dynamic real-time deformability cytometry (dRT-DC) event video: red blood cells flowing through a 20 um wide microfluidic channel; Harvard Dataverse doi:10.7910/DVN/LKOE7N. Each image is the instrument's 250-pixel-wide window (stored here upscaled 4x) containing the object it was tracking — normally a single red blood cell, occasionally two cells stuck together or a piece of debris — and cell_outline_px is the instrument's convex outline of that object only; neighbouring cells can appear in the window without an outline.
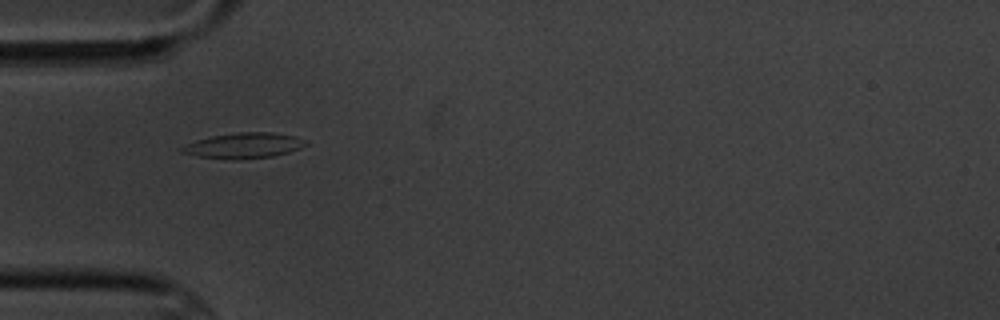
{"species": "common noctule bat (a hibernating species)", "species_latin": "Nyctalus noctula", "temperature_condition": "cold", "stored_images_in_passage": 5, "camera_frame_rate_fps": 3000, "um_per_image_px": 0.085, "animal": {"sex": "male", "body_mass_g": 20.1, "forearm_length_mm": 53.5}, "frame": {"image": 1, "passage_image": 4, "time_ms": 3.333, "image_size_px": [1000, 320], "cell_outline_px": [[308, 144], [300, 148], [288, 152], [272, 156], [240, 160], [236, 160], [200, 156], [180, 152], [180, 148], [196, 140], [212, 136], [236, 132], [272, 132], [296, 136], [308, 140]], "centroid_in_image_um": [20.78, 12.36], "position_along_channel_um": 64.2, "area_um2": 18.38}}
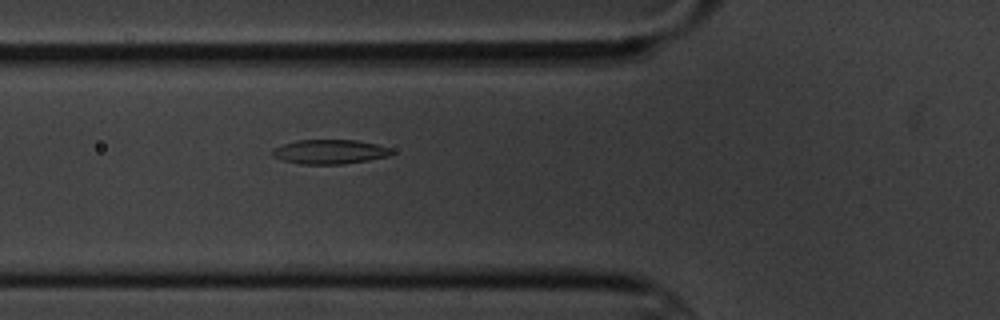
{"frame": {"image": 2, "passage_image": 5, "time_ms": 4.333, "image_size_px": [1000, 320], "cell_outline_px": [[396, 152], [392, 156], [344, 164], [300, 164], [284, 160], [272, 156], [272, 148], [296, 140], [356, 140], [376, 144], [388, 148]], "centroid_in_image_um": [28.05, 12.9], "position_along_channel_um": 97.7, "area_um2": 16.99}}